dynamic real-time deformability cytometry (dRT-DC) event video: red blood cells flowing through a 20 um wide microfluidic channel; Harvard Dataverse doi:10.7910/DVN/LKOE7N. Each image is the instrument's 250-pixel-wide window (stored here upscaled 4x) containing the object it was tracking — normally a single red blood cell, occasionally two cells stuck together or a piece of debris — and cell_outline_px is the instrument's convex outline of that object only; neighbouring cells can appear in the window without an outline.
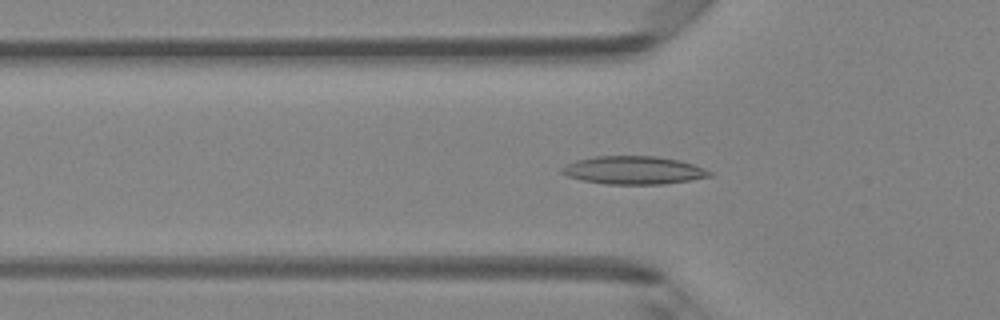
{"species": "Egyptian fruit bat (a non-hibernating species)", "species_latin": "Rousettus aegyptiacus", "temperature_condition": "room temperature", "stored_images_in_passage": 47, "camera_frame_rate_fps": 3000, "um_per_image_px": 0.085, "animal": {"sex": "female"}, "frame": {"image": 1, "passage_image": 15, "time_ms": 4.667, "image_size_px": [1000, 320], "cell_outline_px": [[712, 176], [664, 184], [608, 184], [580, 180], [568, 176], [560, 172], [560, 168], [564, 164], [576, 160], [596, 156], [656, 156], [680, 160], [704, 168], [712, 172]], "centroid_in_image_um": [53.81, 14.46], "position_along_channel_um": 72.0, "area_um2": 24.22}}
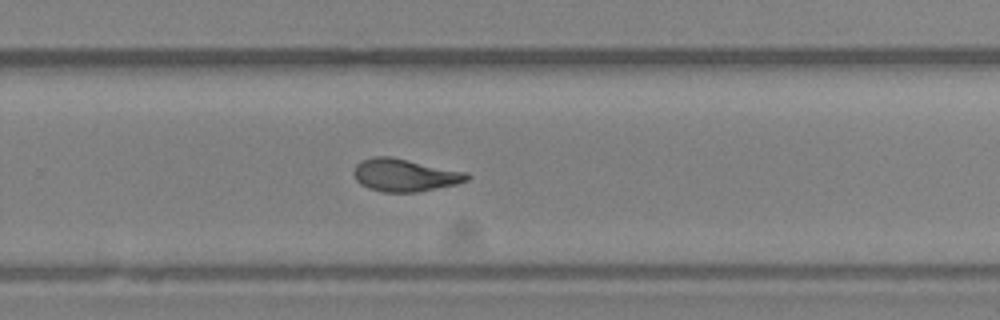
{"frame": {"image": 2, "passage_image": 31, "time_ms": 10.0, "image_size_px": [1000, 320], "cell_outline_px": [[472, 176], [468, 180], [456, 184], [416, 192], [384, 192], [368, 188], [360, 184], [356, 180], [352, 172], [356, 164], [360, 160], [372, 156], [392, 156], [468, 172]], "centroid_in_image_um": [34.39, 14.86], "position_along_channel_um": 295.4, "area_um2": 21.85}}
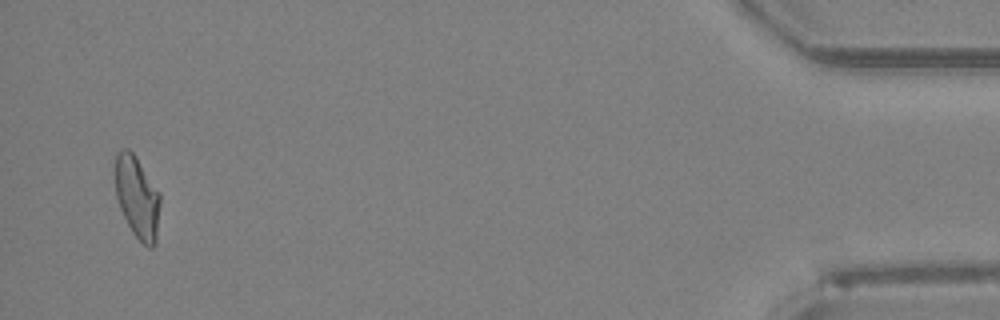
{"frame": {"image": 3, "passage_image": 46, "time_ms": 15.0, "image_size_px": [1000, 320], "cell_outline_px": [[160, 204], [156, 244], [152, 248], [148, 248], [132, 232], [120, 208], [116, 196], [112, 168], [116, 152], [124, 148], [128, 148], [136, 156], [160, 192]], "centroid_in_image_um": [11.63, 16.71], "position_along_channel_um": 423.6, "area_um2": 22.14}, "authors_computed_cell_mechanics": {"area_um2": 21.8484, "velocity_mm_per_s": 4.2016, "shape_relaxation_time_tau1_ms": null, "shape_relaxation_time_tau2_ms": 2.1901, "deformation_change_tau1": null, "deformation_change_tau2": 0.1028}}